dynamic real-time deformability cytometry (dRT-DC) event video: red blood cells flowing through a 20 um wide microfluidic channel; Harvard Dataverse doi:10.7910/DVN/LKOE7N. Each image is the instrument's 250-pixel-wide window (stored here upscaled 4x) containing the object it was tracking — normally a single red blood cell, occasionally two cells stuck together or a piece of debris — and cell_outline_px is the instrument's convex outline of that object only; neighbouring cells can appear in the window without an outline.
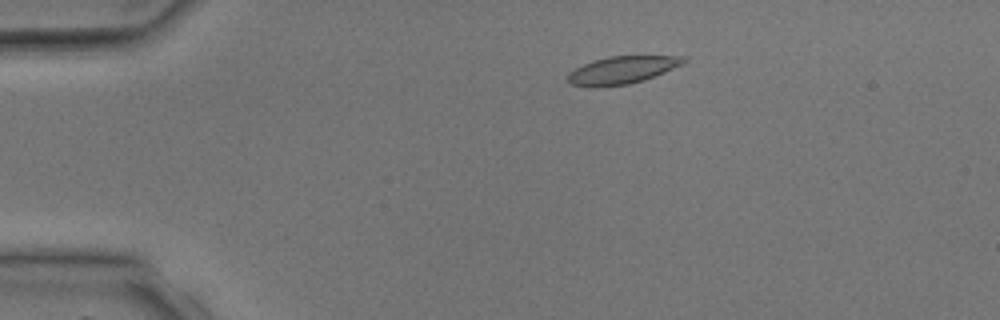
{"species": "common noctule bat (a hibernating species)", "species_latin": "Nyctalus noctula", "temperature_condition": "room temperature", "stored_images_in_passage": 3, "camera_frame_rate_fps": 3000, "um_per_image_px": 0.085, "animal": {"sex": "male", "body_mass_g": 17.9, "forearm_length_mm": 54.2}, "frame": {"image": 1, "passage_image": 2, "time_ms": 1.0, "image_size_px": [1000, 320], "cell_outline_px": [[688, 60], [664, 72], [644, 80], [628, 84], [596, 88], [588, 88], [572, 84], [568, 80], [568, 72], [592, 60], [608, 56], [684, 56]], "centroid_in_image_um": [52.82, 5.96], "position_along_channel_um": 32.2, "area_um2": 18.61}}